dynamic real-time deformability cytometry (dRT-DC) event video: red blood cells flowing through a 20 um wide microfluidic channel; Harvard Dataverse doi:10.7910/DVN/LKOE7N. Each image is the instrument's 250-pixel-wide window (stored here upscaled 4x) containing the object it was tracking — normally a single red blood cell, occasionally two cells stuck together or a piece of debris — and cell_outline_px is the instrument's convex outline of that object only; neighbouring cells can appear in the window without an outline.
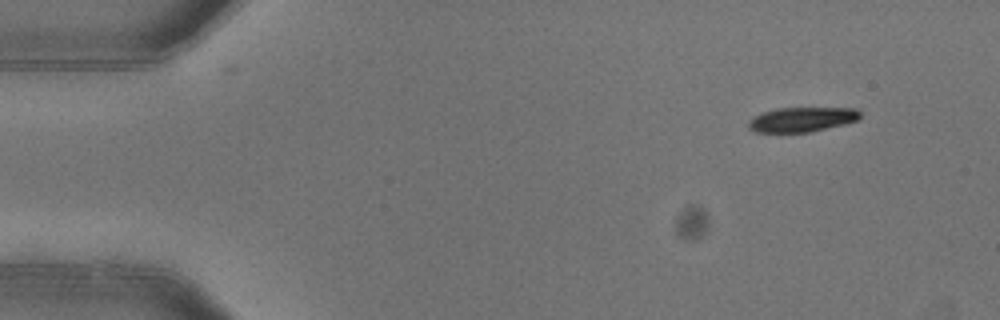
{"species": "common noctule bat (a hibernating species)", "species_latin": "Nyctalus noctula", "temperature_condition": "warm", "stored_images_in_passage": 3, "camera_frame_rate_fps": 3000, "um_per_image_px": 0.085, "animal": {"sex": "female"}, "frame": {"image": 1, "passage_image": 1, "time_ms": 0.0, "image_size_px": [1000, 320], "cell_outline_px": [[860, 116], [856, 120], [844, 124], [808, 132], [756, 132], [748, 128], [748, 120], [764, 112], [776, 108], [856, 108], [860, 112]], "centroid_in_image_um": [68.14, 10.15], "position_along_channel_um": 16.9, "area_um2": 15.84}}
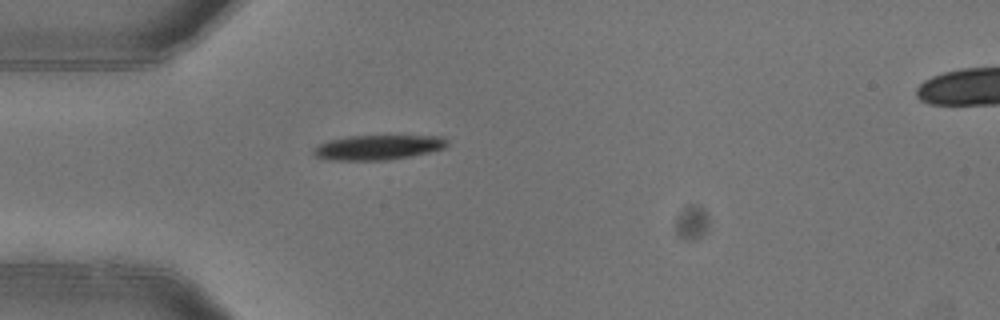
{"frame": {"image": 2, "passage_image": 3, "time_ms": 0.667, "image_size_px": [1000, 320], "cell_outline_px": [[448, 144], [444, 148], [412, 156], [388, 160], [332, 160], [316, 156], [312, 152], [320, 144], [328, 140], [348, 136], [440, 136], [448, 140]], "centroid_in_image_um": [32.15, 12.52], "position_along_channel_um": 52.9, "area_um2": 19.13}}